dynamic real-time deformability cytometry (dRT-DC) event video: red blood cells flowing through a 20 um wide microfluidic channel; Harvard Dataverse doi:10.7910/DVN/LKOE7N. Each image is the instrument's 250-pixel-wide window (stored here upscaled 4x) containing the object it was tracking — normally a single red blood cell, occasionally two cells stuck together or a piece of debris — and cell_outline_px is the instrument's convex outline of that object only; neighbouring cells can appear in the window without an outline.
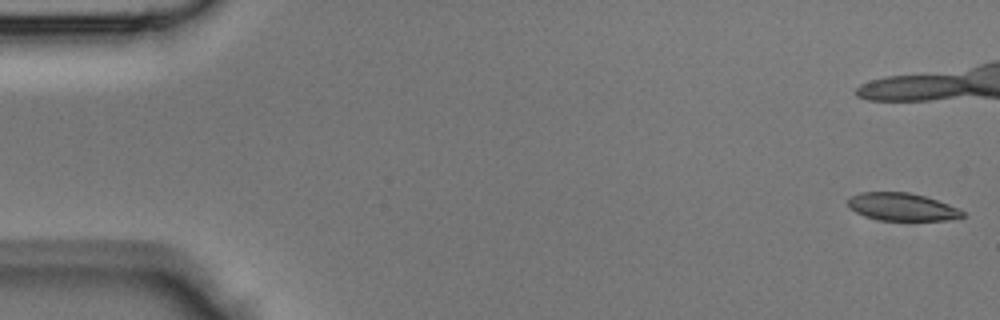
{"species": "Egyptian fruit bat (a non-hibernating species)", "species_latin": "Rousettus aegyptiacus", "temperature_condition": "room temperature", "stored_images_in_passage": 36, "camera_frame_rate_fps": 3000, "um_per_image_px": 0.085, "animal": {"sex": "male"}, "frame": {"image": 1, "passage_image": 1, "time_ms": 0.0, "image_size_px": [1000, 320], "cell_outline_px": [[964, 216], [948, 220], [880, 220], [864, 216], [856, 212], [848, 204], [848, 196], [860, 192], [908, 192], [924, 196], [948, 204], [964, 212]], "centroid_in_image_um": [76.63, 17.58], "position_along_channel_um": 8.4, "area_um2": 18.32}}